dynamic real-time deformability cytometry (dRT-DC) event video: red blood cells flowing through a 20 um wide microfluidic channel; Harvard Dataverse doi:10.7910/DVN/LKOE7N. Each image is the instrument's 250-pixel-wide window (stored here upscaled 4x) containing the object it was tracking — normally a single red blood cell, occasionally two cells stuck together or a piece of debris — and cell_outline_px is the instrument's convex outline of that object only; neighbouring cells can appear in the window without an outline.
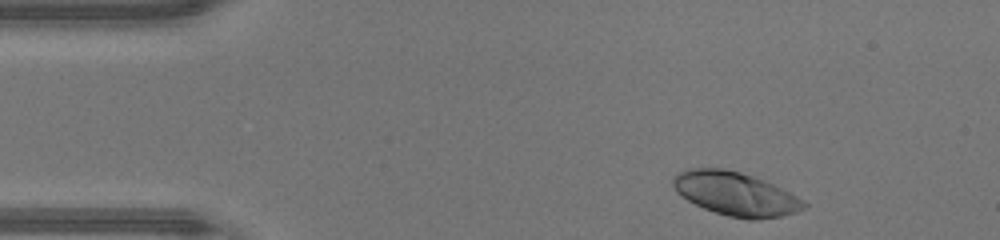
{"species": "human", "species_latin": "Homo sapiens", "temperature_condition": "warm", "stored_images_in_passage": 42, "camera_frame_rate_fps": 3000, "um_per_image_px": 0.085, "donor": {"sex": "male"}, "frame": {"image": 1, "passage_image": 2, "time_ms": 0.333, "image_size_px": [1000, 240], "cell_outline_px": [[808, 204], [804, 208], [796, 212], [780, 216], [756, 220], [748, 220], [728, 216], [704, 208], [688, 200], [676, 192], [672, 184], [672, 176], [688, 168], [724, 168], [740, 172], [752, 176], [772, 184], [796, 196]], "centroid_in_image_um": [62.48, 16.47], "position_along_channel_um": 22.5, "area_um2": 33.0}}
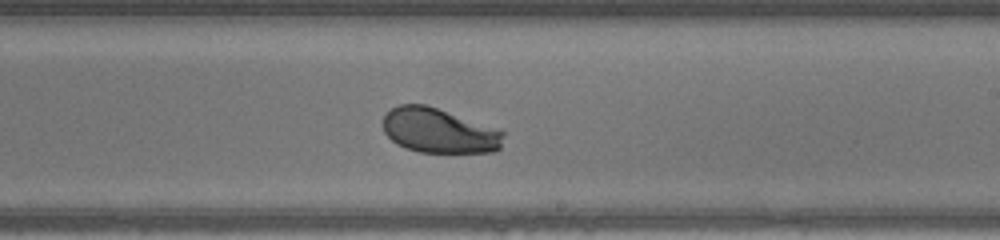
{"frame": {"image": 2, "passage_image": 23, "time_ms": 7.333, "image_size_px": [1000, 240], "cell_outline_px": [[504, 136], [500, 148], [496, 152], [420, 152], [396, 144], [384, 132], [384, 116], [392, 108], [400, 104], [424, 104], [436, 108], [504, 132]], "centroid_in_image_um": [37.29, 11.12], "position_along_channel_um": 251.7, "area_um2": 30.75}}
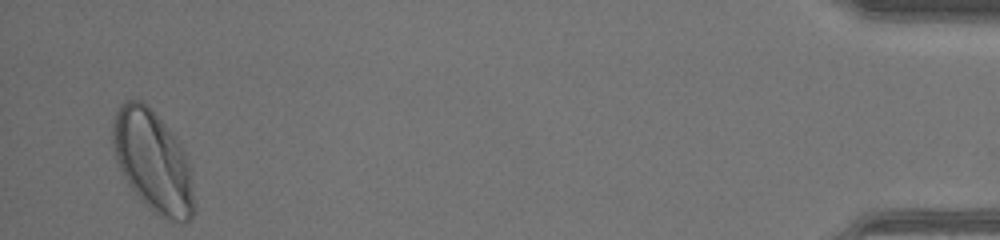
{"frame": {"image": 3, "passage_image": 41, "time_ms": 13.333, "image_size_px": [1000, 240], "cell_outline_px": [[196, 212], [184, 224], [172, 220], [152, 212], [128, 184], [116, 160], [112, 144], [112, 120], [120, 104], [124, 100], [140, 100], [148, 104], [184, 148], [188, 164]], "centroid_in_image_um": [12.98, 13.7], "position_along_channel_um": 422.2, "area_um2": 47.97}, "authors_computed_cell_mechanics": {"area_um2": 32.7726, "velocity_mm_per_s": 4.3718, "shape_relaxation_time_tau1_ms": 1.6053, "shape_relaxation_time_tau2_ms": null, "deformation_change_tau1": 0.133, "deformation_change_tau2": null}}